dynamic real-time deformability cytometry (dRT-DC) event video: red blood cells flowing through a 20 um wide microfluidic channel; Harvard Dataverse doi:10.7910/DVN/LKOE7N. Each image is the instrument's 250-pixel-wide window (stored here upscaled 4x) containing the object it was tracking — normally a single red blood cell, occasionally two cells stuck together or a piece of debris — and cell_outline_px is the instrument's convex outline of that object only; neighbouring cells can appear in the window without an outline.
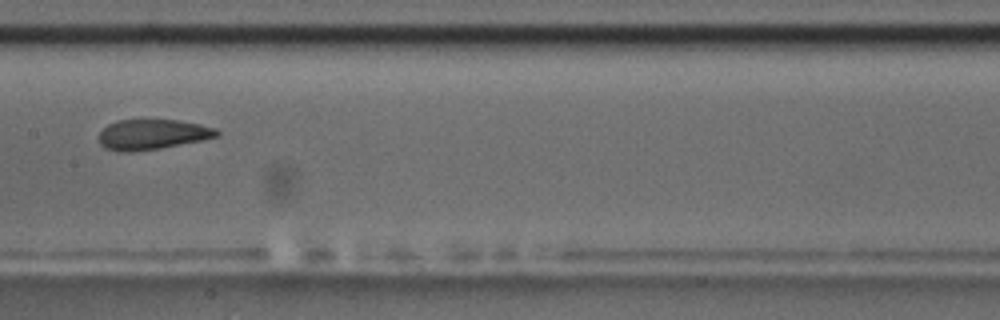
{"species": "common noctule bat (a hibernating species)", "species_latin": "Nyctalus noctula", "temperature_condition": "room temperature", "stored_images_in_passage": 9, "camera_frame_rate_fps": 3000, "um_per_image_px": 0.085, "animal": {"sex": "male", "body_mass_g": 17.5, "forearm_length_mm": 52.3}, "frame": {"image": 1, "passage_image": 8, "time_ms": 9.0, "image_size_px": [1000, 320], "cell_outline_px": [[220, 136], [204, 140], [160, 148], [128, 152], [120, 152], [104, 148], [100, 144], [100, 132], [108, 124], [116, 120], [180, 120], [200, 124], [216, 128], [220, 132]], "centroid_in_image_um": [12.98, 11.43], "position_along_channel_um": 194.4, "area_um2": 20.87}}